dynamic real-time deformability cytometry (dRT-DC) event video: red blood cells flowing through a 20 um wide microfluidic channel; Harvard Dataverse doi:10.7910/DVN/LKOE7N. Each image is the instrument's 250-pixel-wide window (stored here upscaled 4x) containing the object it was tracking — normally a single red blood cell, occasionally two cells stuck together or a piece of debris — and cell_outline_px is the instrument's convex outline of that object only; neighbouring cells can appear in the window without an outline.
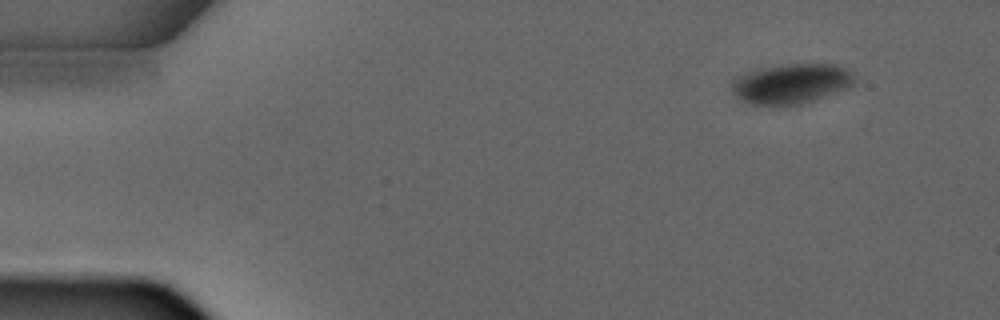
{"species": "common noctule bat (a hibernating species)", "species_latin": "Nyctalus noctula", "temperature_condition": "warm", "stored_images_in_passage": 4, "camera_frame_rate_fps": 3000, "um_per_image_px": 0.085, "animal": {"sex": "male", "forearm_length_mm": 52.5}, "frame": {"image": 1, "passage_image": 1, "time_ms": 0.0, "image_size_px": [1000, 320], "cell_outline_px": [[852, 84], [844, 88], [812, 100], [800, 104], [752, 104], [740, 100], [732, 92], [732, 80], [736, 76], [756, 68], [780, 64], [836, 64], [852, 72]], "centroid_in_image_um": [67.16, 7.08], "position_along_channel_um": 17.8, "area_um2": 28.15}}